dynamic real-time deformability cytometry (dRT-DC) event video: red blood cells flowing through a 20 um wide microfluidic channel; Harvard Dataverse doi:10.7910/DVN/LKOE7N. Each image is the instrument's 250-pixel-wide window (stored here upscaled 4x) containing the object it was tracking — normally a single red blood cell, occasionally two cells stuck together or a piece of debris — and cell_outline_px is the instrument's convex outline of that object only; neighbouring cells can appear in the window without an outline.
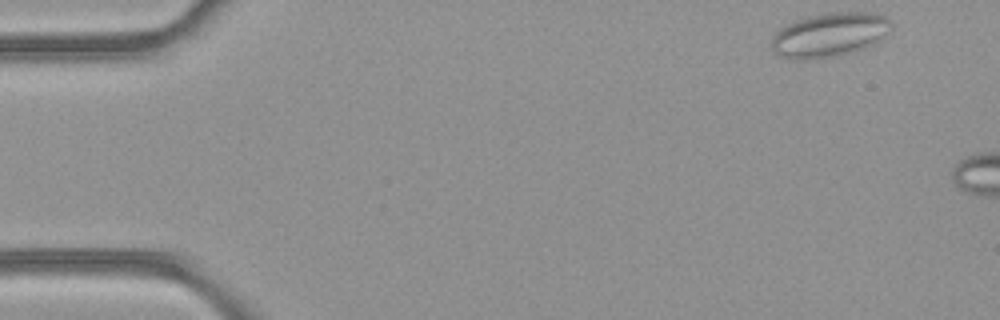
{"species": "common noctule bat (a hibernating species)", "species_latin": "Nyctalus noctula", "temperature_condition": "room temperature", "stored_images_in_passage": 2, "camera_frame_rate_fps": 3000, "um_per_image_px": 0.085, "animal": {"sex": "female", "body_mass_g": 21.9}, "frame": {"image": 1, "passage_image": 1, "time_ms": 0.0, "image_size_px": [1000, 320], "cell_outline_px": [[892, 24], [880, 40], [864, 48], [840, 56], [808, 60], [788, 60], [772, 52], [772, 36], [780, 28], [788, 24], [812, 16], [836, 12], [876, 12], [892, 20]], "centroid_in_image_um": [70.5, 2.99], "position_along_channel_um": 14.5, "area_um2": 30.87}}